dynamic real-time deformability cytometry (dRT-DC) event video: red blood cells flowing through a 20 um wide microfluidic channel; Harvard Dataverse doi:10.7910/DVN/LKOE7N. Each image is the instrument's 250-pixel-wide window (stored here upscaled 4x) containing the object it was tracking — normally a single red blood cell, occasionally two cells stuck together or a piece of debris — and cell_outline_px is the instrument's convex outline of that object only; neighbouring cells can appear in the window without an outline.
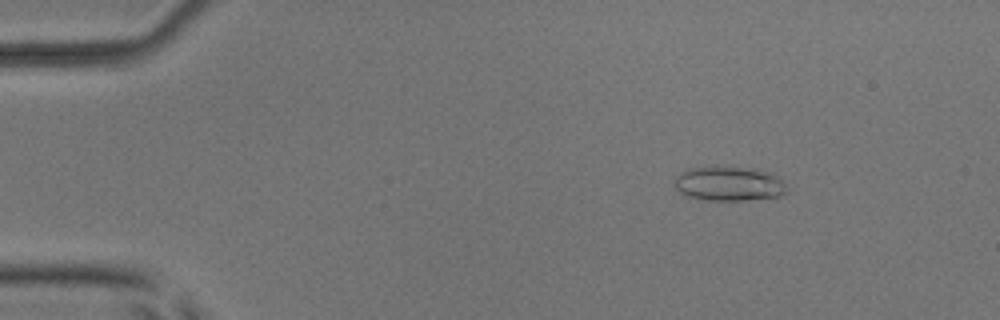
{"species": "common noctule bat (a hibernating species)", "species_latin": "Nyctalus noctula", "temperature_condition": "room temperature", "stored_images_in_passage": 4, "camera_frame_rate_fps": 3000, "um_per_image_px": 0.085, "animal": {"sex": "male", "body_mass_g": 17.9, "forearm_length_mm": 54.2}, "frame": {"image": 1, "passage_image": 2, "time_ms": 2.0, "image_size_px": [1000, 320], "cell_outline_px": [[788, 192], [780, 196], [744, 200], [704, 200], [684, 196], [676, 188], [676, 176], [680, 172], [688, 168], [740, 168], [768, 172], [776, 176], [788, 188]], "centroid_in_image_um": [61.94, 15.65], "position_along_channel_um": 23.1, "area_um2": 22.02}}